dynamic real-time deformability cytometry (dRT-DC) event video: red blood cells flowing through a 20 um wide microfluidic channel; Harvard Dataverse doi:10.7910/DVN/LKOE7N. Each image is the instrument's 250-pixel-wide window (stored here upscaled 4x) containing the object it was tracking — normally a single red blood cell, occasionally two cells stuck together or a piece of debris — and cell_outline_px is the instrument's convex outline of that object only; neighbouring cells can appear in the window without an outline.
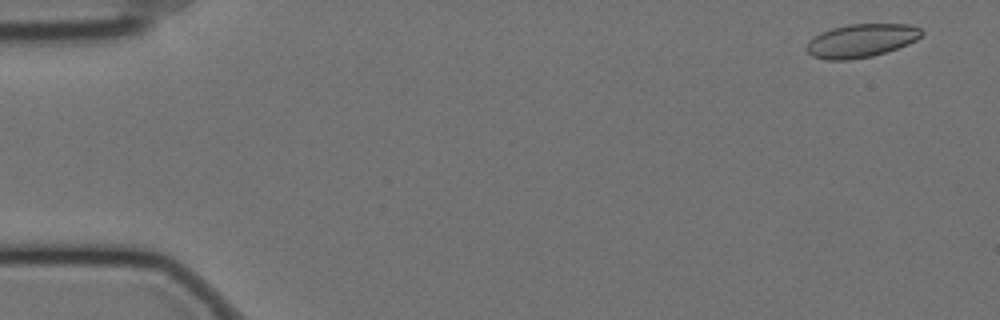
{"species": "Egyptian fruit bat (a non-hibernating species)", "species_latin": "Rousettus aegyptiacus", "temperature_condition": "cold", "stored_images_in_passage": 59, "camera_frame_rate_fps": 3000, "um_per_image_px": 0.085, "animal": {"sex": "female"}, "frame": {"image": 1, "passage_image": 3, "time_ms": 0.667, "image_size_px": [1000, 320], "cell_outline_px": [[924, 32], [916, 40], [908, 44], [872, 56], [848, 60], [828, 60], [812, 56], [804, 48], [820, 32], [832, 28], [848, 24], [908, 24], [920, 28]], "centroid_in_image_um": [73.2, 3.45], "position_along_channel_um": 11.8, "area_um2": 22.2}}
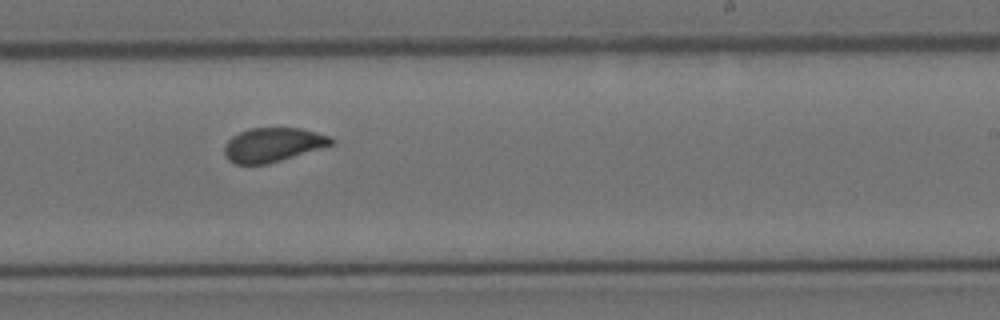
{"frame": {"image": 2, "passage_image": 36, "time_ms": 11.667, "image_size_px": [1000, 320], "cell_outline_px": [[336, 144], [268, 164], [236, 164], [228, 160], [224, 152], [224, 148], [228, 140], [232, 136], [248, 128], [300, 128], [316, 132], [328, 136], [336, 140]], "centroid_in_image_um": [23.22, 12.31], "position_along_channel_um": 265.8, "area_um2": 21.33}}
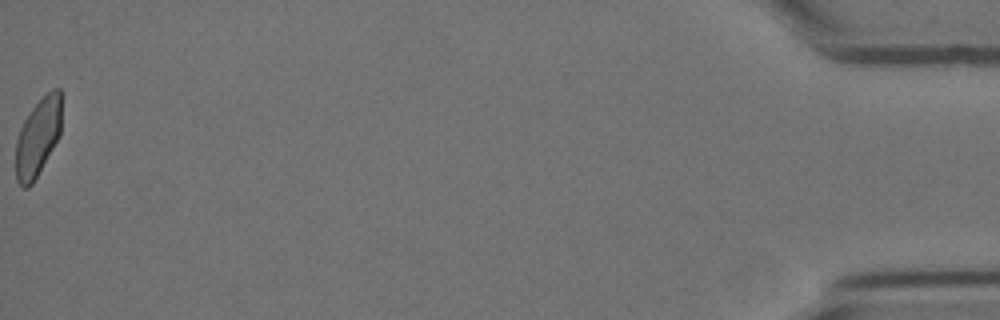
{"frame": {"image": 3, "passage_image": 59, "time_ms": 19.333, "image_size_px": [1000, 320], "cell_outline_px": [[60, 136], [32, 184], [28, 188], [24, 188], [16, 180], [16, 140], [20, 128], [24, 120], [32, 108], [52, 88], [60, 88]], "centroid_in_image_um": [3.21, 11.68], "position_along_channel_um": 432.0, "area_um2": 20.52}, "authors_computed_cell_mechanics": {"area_um2": 22.1952, "velocity_mm_per_s": 3.4571, "shape_relaxation_time_tau1_ms": 8.2214, "shape_relaxation_time_tau2_ms": null, "deformation_change_tau1": 0.1315, "deformation_change_tau2": null}}